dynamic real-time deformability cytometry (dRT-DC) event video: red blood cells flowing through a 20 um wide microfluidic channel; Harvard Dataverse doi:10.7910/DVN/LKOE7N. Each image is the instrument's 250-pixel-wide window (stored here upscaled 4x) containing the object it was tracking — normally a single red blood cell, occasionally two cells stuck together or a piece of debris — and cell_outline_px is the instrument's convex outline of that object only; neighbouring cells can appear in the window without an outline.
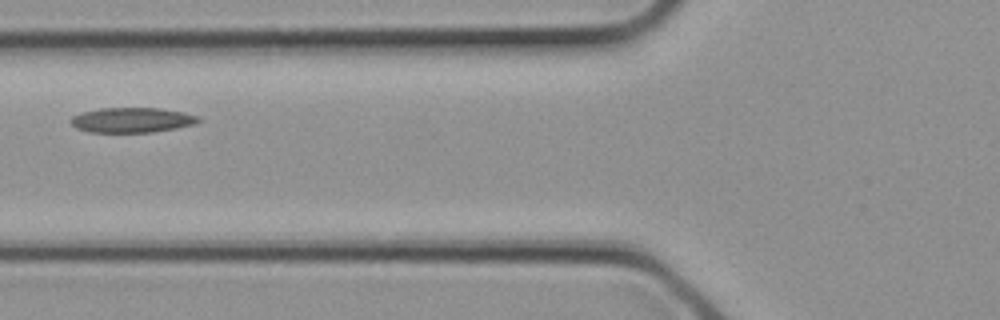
{"species": "common noctule bat (a hibernating species)", "species_latin": "Nyctalus noctula", "temperature_condition": "cold", "stored_images_in_passage": 3, "camera_frame_rate_fps": 3000, "um_per_image_px": 0.085, "animal": {"sex": "female", "body_mass_g": 21.9}, "frame": {"image": 1, "passage_image": 3, "time_ms": 0.667, "image_size_px": [1000, 320], "cell_outline_px": [[200, 120], [196, 124], [176, 128], [152, 132], [88, 132], [76, 128], [68, 120], [72, 116], [80, 112], [100, 108], [160, 108], [184, 112], [200, 116]], "centroid_in_image_um": [11.2, 10.2], "position_along_channel_um": 114.6, "area_um2": 18.79}}